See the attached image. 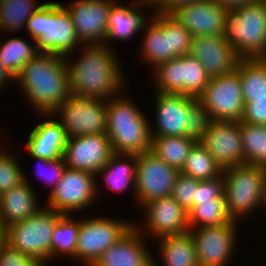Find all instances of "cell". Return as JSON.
Wrapping results in <instances>:
<instances>
[{"mask_svg": "<svg viewBox=\"0 0 266 266\" xmlns=\"http://www.w3.org/2000/svg\"><path fill=\"white\" fill-rule=\"evenodd\" d=\"M67 62L63 56L39 52L16 76L27 99L47 118L70 95Z\"/></svg>", "mask_w": 266, "mask_h": 266, "instance_id": "1", "label": "cell"}, {"mask_svg": "<svg viewBox=\"0 0 266 266\" xmlns=\"http://www.w3.org/2000/svg\"><path fill=\"white\" fill-rule=\"evenodd\" d=\"M107 45L88 44L76 63H67L70 94L108 102L107 99L121 91L123 74L115 54Z\"/></svg>", "mask_w": 266, "mask_h": 266, "instance_id": "2", "label": "cell"}, {"mask_svg": "<svg viewBox=\"0 0 266 266\" xmlns=\"http://www.w3.org/2000/svg\"><path fill=\"white\" fill-rule=\"evenodd\" d=\"M108 101L106 134L113 152L138 155L150 151L151 129L140 109L124 96Z\"/></svg>", "mask_w": 266, "mask_h": 266, "instance_id": "3", "label": "cell"}, {"mask_svg": "<svg viewBox=\"0 0 266 266\" xmlns=\"http://www.w3.org/2000/svg\"><path fill=\"white\" fill-rule=\"evenodd\" d=\"M26 26L38 52L66 57L75 45H81L71 17L61 3H43Z\"/></svg>", "mask_w": 266, "mask_h": 266, "instance_id": "4", "label": "cell"}, {"mask_svg": "<svg viewBox=\"0 0 266 266\" xmlns=\"http://www.w3.org/2000/svg\"><path fill=\"white\" fill-rule=\"evenodd\" d=\"M225 39L241 59L266 58V6L260 0L228 11Z\"/></svg>", "mask_w": 266, "mask_h": 266, "instance_id": "5", "label": "cell"}, {"mask_svg": "<svg viewBox=\"0 0 266 266\" xmlns=\"http://www.w3.org/2000/svg\"><path fill=\"white\" fill-rule=\"evenodd\" d=\"M222 174L226 209L231 220L237 221V218L254 211L257 205H262L265 167L243 163L223 169Z\"/></svg>", "mask_w": 266, "mask_h": 266, "instance_id": "6", "label": "cell"}, {"mask_svg": "<svg viewBox=\"0 0 266 266\" xmlns=\"http://www.w3.org/2000/svg\"><path fill=\"white\" fill-rule=\"evenodd\" d=\"M62 215L53 209L41 208L30 218L5 228L4 242L34 257L44 266V262L51 259L53 229Z\"/></svg>", "mask_w": 266, "mask_h": 266, "instance_id": "7", "label": "cell"}, {"mask_svg": "<svg viewBox=\"0 0 266 266\" xmlns=\"http://www.w3.org/2000/svg\"><path fill=\"white\" fill-rule=\"evenodd\" d=\"M155 69L156 89L160 93L198 98L210 81L202 64L190 54L161 63Z\"/></svg>", "mask_w": 266, "mask_h": 266, "instance_id": "8", "label": "cell"}, {"mask_svg": "<svg viewBox=\"0 0 266 266\" xmlns=\"http://www.w3.org/2000/svg\"><path fill=\"white\" fill-rule=\"evenodd\" d=\"M106 107L107 103H104V100L70 94L52 116L56 112V116L60 115V123L68 138L102 134L107 132Z\"/></svg>", "mask_w": 266, "mask_h": 266, "instance_id": "9", "label": "cell"}, {"mask_svg": "<svg viewBox=\"0 0 266 266\" xmlns=\"http://www.w3.org/2000/svg\"><path fill=\"white\" fill-rule=\"evenodd\" d=\"M198 100L212 120L241 121L244 111L241 80L236 69L210 78Z\"/></svg>", "mask_w": 266, "mask_h": 266, "instance_id": "10", "label": "cell"}, {"mask_svg": "<svg viewBox=\"0 0 266 266\" xmlns=\"http://www.w3.org/2000/svg\"><path fill=\"white\" fill-rule=\"evenodd\" d=\"M134 225L111 218H93L80 221L76 258L92 266L100 255L121 239Z\"/></svg>", "mask_w": 266, "mask_h": 266, "instance_id": "11", "label": "cell"}, {"mask_svg": "<svg viewBox=\"0 0 266 266\" xmlns=\"http://www.w3.org/2000/svg\"><path fill=\"white\" fill-rule=\"evenodd\" d=\"M180 171L147 151L136 155L135 195L140 206L151 200L171 196Z\"/></svg>", "mask_w": 266, "mask_h": 266, "instance_id": "12", "label": "cell"}, {"mask_svg": "<svg viewBox=\"0 0 266 266\" xmlns=\"http://www.w3.org/2000/svg\"><path fill=\"white\" fill-rule=\"evenodd\" d=\"M96 175L66 168L56 188L49 195L46 207L61 214L81 210L92 203L96 197Z\"/></svg>", "mask_w": 266, "mask_h": 266, "instance_id": "13", "label": "cell"}, {"mask_svg": "<svg viewBox=\"0 0 266 266\" xmlns=\"http://www.w3.org/2000/svg\"><path fill=\"white\" fill-rule=\"evenodd\" d=\"M114 154L106 133L67 138L63 158L67 168L98 175Z\"/></svg>", "mask_w": 266, "mask_h": 266, "instance_id": "14", "label": "cell"}, {"mask_svg": "<svg viewBox=\"0 0 266 266\" xmlns=\"http://www.w3.org/2000/svg\"><path fill=\"white\" fill-rule=\"evenodd\" d=\"M236 224V221L231 220L221 225L189 229L195 243L199 266H226L232 251L234 252Z\"/></svg>", "mask_w": 266, "mask_h": 266, "instance_id": "15", "label": "cell"}, {"mask_svg": "<svg viewBox=\"0 0 266 266\" xmlns=\"http://www.w3.org/2000/svg\"><path fill=\"white\" fill-rule=\"evenodd\" d=\"M226 169L243 164V145L240 122L212 120L205 135L198 141Z\"/></svg>", "mask_w": 266, "mask_h": 266, "instance_id": "16", "label": "cell"}, {"mask_svg": "<svg viewBox=\"0 0 266 266\" xmlns=\"http://www.w3.org/2000/svg\"><path fill=\"white\" fill-rule=\"evenodd\" d=\"M114 4L112 0H78L65 8L81 44L106 41L109 12Z\"/></svg>", "mask_w": 266, "mask_h": 266, "instance_id": "17", "label": "cell"}, {"mask_svg": "<svg viewBox=\"0 0 266 266\" xmlns=\"http://www.w3.org/2000/svg\"><path fill=\"white\" fill-rule=\"evenodd\" d=\"M189 54L202 64L210 78L233 71L241 59L224 35L192 37Z\"/></svg>", "mask_w": 266, "mask_h": 266, "instance_id": "18", "label": "cell"}, {"mask_svg": "<svg viewBox=\"0 0 266 266\" xmlns=\"http://www.w3.org/2000/svg\"><path fill=\"white\" fill-rule=\"evenodd\" d=\"M227 9L214 0H201L180 7L174 15L191 33L196 36L224 35Z\"/></svg>", "mask_w": 266, "mask_h": 266, "instance_id": "19", "label": "cell"}, {"mask_svg": "<svg viewBox=\"0 0 266 266\" xmlns=\"http://www.w3.org/2000/svg\"><path fill=\"white\" fill-rule=\"evenodd\" d=\"M146 230L157 238L189 231L188 213L172 196L157 198L144 204Z\"/></svg>", "mask_w": 266, "mask_h": 266, "instance_id": "20", "label": "cell"}, {"mask_svg": "<svg viewBox=\"0 0 266 266\" xmlns=\"http://www.w3.org/2000/svg\"><path fill=\"white\" fill-rule=\"evenodd\" d=\"M155 100L157 129L151 136H186L190 96L157 92Z\"/></svg>", "mask_w": 266, "mask_h": 266, "instance_id": "21", "label": "cell"}, {"mask_svg": "<svg viewBox=\"0 0 266 266\" xmlns=\"http://www.w3.org/2000/svg\"><path fill=\"white\" fill-rule=\"evenodd\" d=\"M135 225L104 251L92 266H153L141 230Z\"/></svg>", "mask_w": 266, "mask_h": 266, "instance_id": "22", "label": "cell"}, {"mask_svg": "<svg viewBox=\"0 0 266 266\" xmlns=\"http://www.w3.org/2000/svg\"><path fill=\"white\" fill-rule=\"evenodd\" d=\"M24 175V181L0 195V229L26 220L39 209L35 192Z\"/></svg>", "mask_w": 266, "mask_h": 266, "instance_id": "23", "label": "cell"}, {"mask_svg": "<svg viewBox=\"0 0 266 266\" xmlns=\"http://www.w3.org/2000/svg\"><path fill=\"white\" fill-rule=\"evenodd\" d=\"M67 135L60 121L46 120L37 125L29 134L27 149L35 158L53 160L63 157Z\"/></svg>", "mask_w": 266, "mask_h": 266, "instance_id": "24", "label": "cell"}, {"mask_svg": "<svg viewBox=\"0 0 266 266\" xmlns=\"http://www.w3.org/2000/svg\"><path fill=\"white\" fill-rule=\"evenodd\" d=\"M135 5L136 7L140 5H143V7L145 5L153 6V1L139 0L137 3L131 4L130 7L114 4L111 7L108 17L107 41L117 38H119V40H128L132 38L137 31L139 32L148 26L146 25L148 22L145 21L143 12L141 13L140 11L138 12L136 8L134 9Z\"/></svg>", "mask_w": 266, "mask_h": 266, "instance_id": "25", "label": "cell"}, {"mask_svg": "<svg viewBox=\"0 0 266 266\" xmlns=\"http://www.w3.org/2000/svg\"><path fill=\"white\" fill-rule=\"evenodd\" d=\"M160 254L165 266H199L190 231L159 238Z\"/></svg>", "mask_w": 266, "mask_h": 266, "instance_id": "26", "label": "cell"}, {"mask_svg": "<svg viewBox=\"0 0 266 266\" xmlns=\"http://www.w3.org/2000/svg\"><path fill=\"white\" fill-rule=\"evenodd\" d=\"M236 70L244 102L266 97V58L240 59Z\"/></svg>", "mask_w": 266, "mask_h": 266, "instance_id": "27", "label": "cell"}, {"mask_svg": "<svg viewBox=\"0 0 266 266\" xmlns=\"http://www.w3.org/2000/svg\"><path fill=\"white\" fill-rule=\"evenodd\" d=\"M197 141L188 136H151V148L157 157L166 164L183 168L190 149Z\"/></svg>", "mask_w": 266, "mask_h": 266, "instance_id": "28", "label": "cell"}, {"mask_svg": "<svg viewBox=\"0 0 266 266\" xmlns=\"http://www.w3.org/2000/svg\"><path fill=\"white\" fill-rule=\"evenodd\" d=\"M123 157H126L125 160L132 162L123 161ZM98 173H100V176L101 174L105 176L107 185L114 191H122L129 184H133L132 187L135 190L136 155L114 153Z\"/></svg>", "mask_w": 266, "mask_h": 266, "instance_id": "29", "label": "cell"}, {"mask_svg": "<svg viewBox=\"0 0 266 266\" xmlns=\"http://www.w3.org/2000/svg\"><path fill=\"white\" fill-rule=\"evenodd\" d=\"M221 167L213 156L198 141L190 149L188 157L180 172L197 180H210L222 174Z\"/></svg>", "mask_w": 266, "mask_h": 266, "instance_id": "30", "label": "cell"}, {"mask_svg": "<svg viewBox=\"0 0 266 266\" xmlns=\"http://www.w3.org/2000/svg\"><path fill=\"white\" fill-rule=\"evenodd\" d=\"M243 163L266 168V126L240 122Z\"/></svg>", "mask_w": 266, "mask_h": 266, "instance_id": "31", "label": "cell"}, {"mask_svg": "<svg viewBox=\"0 0 266 266\" xmlns=\"http://www.w3.org/2000/svg\"><path fill=\"white\" fill-rule=\"evenodd\" d=\"M79 228L80 220H73L68 214H63L58 219L51 238V258L57 254L76 257Z\"/></svg>", "mask_w": 266, "mask_h": 266, "instance_id": "32", "label": "cell"}, {"mask_svg": "<svg viewBox=\"0 0 266 266\" xmlns=\"http://www.w3.org/2000/svg\"><path fill=\"white\" fill-rule=\"evenodd\" d=\"M151 21L150 27L148 26L146 30L142 52L146 61L156 68L177 56L170 50L169 33H166L154 20Z\"/></svg>", "mask_w": 266, "mask_h": 266, "instance_id": "33", "label": "cell"}, {"mask_svg": "<svg viewBox=\"0 0 266 266\" xmlns=\"http://www.w3.org/2000/svg\"><path fill=\"white\" fill-rule=\"evenodd\" d=\"M230 221L231 218L228 216L225 198L198 201V205L193 206L188 212L189 229H194L197 226L221 225Z\"/></svg>", "mask_w": 266, "mask_h": 266, "instance_id": "34", "label": "cell"}, {"mask_svg": "<svg viewBox=\"0 0 266 266\" xmlns=\"http://www.w3.org/2000/svg\"><path fill=\"white\" fill-rule=\"evenodd\" d=\"M35 0L0 1V29L18 30L43 4L37 6ZM36 5V6H35Z\"/></svg>", "mask_w": 266, "mask_h": 266, "instance_id": "35", "label": "cell"}, {"mask_svg": "<svg viewBox=\"0 0 266 266\" xmlns=\"http://www.w3.org/2000/svg\"><path fill=\"white\" fill-rule=\"evenodd\" d=\"M36 47L22 38H10L5 43L0 42V60L4 66L16 77L36 54Z\"/></svg>", "mask_w": 266, "mask_h": 266, "instance_id": "36", "label": "cell"}, {"mask_svg": "<svg viewBox=\"0 0 266 266\" xmlns=\"http://www.w3.org/2000/svg\"><path fill=\"white\" fill-rule=\"evenodd\" d=\"M156 13L153 16V20L166 33H169L170 50L177 57L189 54L192 40L191 33L174 15L160 12Z\"/></svg>", "mask_w": 266, "mask_h": 266, "instance_id": "37", "label": "cell"}, {"mask_svg": "<svg viewBox=\"0 0 266 266\" xmlns=\"http://www.w3.org/2000/svg\"><path fill=\"white\" fill-rule=\"evenodd\" d=\"M212 119L198 98L190 96L189 122L186 124V136L199 141L207 132Z\"/></svg>", "mask_w": 266, "mask_h": 266, "instance_id": "38", "label": "cell"}, {"mask_svg": "<svg viewBox=\"0 0 266 266\" xmlns=\"http://www.w3.org/2000/svg\"><path fill=\"white\" fill-rule=\"evenodd\" d=\"M24 181V173L21 171L11 155L0 153V195Z\"/></svg>", "mask_w": 266, "mask_h": 266, "instance_id": "39", "label": "cell"}, {"mask_svg": "<svg viewBox=\"0 0 266 266\" xmlns=\"http://www.w3.org/2000/svg\"><path fill=\"white\" fill-rule=\"evenodd\" d=\"M198 180L183 175L181 172L177 175L171 196L188 213L193 207Z\"/></svg>", "mask_w": 266, "mask_h": 266, "instance_id": "40", "label": "cell"}, {"mask_svg": "<svg viewBox=\"0 0 266 266\" xmlns=\"http://www.w3.org/2000/svg\"><path fill=\"white\" fill-rule=\"evenodd\" d=\"M225 180L223 174L210 180H198V187L193 199V206L198 201H212L213 198H225Z\"/></svg>", "mask_w": 266, "mask_h": 266, "instance_id": "41", "label": "cell"}, {"mask_svg": "<svg viewBox=\"0 0 266 266\" xmlns=\"http://www.w3.org/2000/svg\"><path fill=\"white\" fill-rule=\"evenodd\" d=\"M0 266H43L34 257L3 243L0 247Z\"/></svg>", "mask_w": 266, "mask_h": 266, "instance_id": "42", "label": "cell"}, {"mask_svg": "<svg viewBox=\"0 0 266 266\" xmlns=\"http://www.w3.org/2000/svg\"><path fill=\"white\" fill-rule=\"evenodd\" d=\"M240 122L266 126V97L244 102L243 116Z\"/></svg>", "mask_w": 266, "mask_h": 266, "instance_id": "43", "label": "cell"}, {"mask_svg": "<svg viewBox=\"0 0 266 266\" xmlns=\"http://www.w3.org/2000/svg\"><path fill=\"white\" fill-rule=\"evenodd\" d=\"M35 159L37 161L43 163L44 167L47 166L51 169L52 174L50 175L49 174L50 172L49 173L47 172L50 175L48 177H47V175H48L47 173H46L47 174L46 176L43 175V172L39 173L38 170H36L37 171L36 173H38V176H40V178H43V176H44V178L47 181V184H50L51 186H53L51 189L53 191L56 188L57 183L60 181V179L63 176L64 171L67 168L64 158L61 157V158H57V159H53V160H47L44 158L35 157Z\"/></svg>", "mask_w": 266, "mask_h": 266, "instance_id": "44", "label": "cell"}, {"mask_svg": "<svg viewBox=\"0 0 266 266\" xmlns=\"http://www.w3.org/2000/svg\"><path fill=\"white\" fill-rule=\"evenodd\" d=\"M152 1H153V6L156 7L157 12L164 14H173L180 7L201 0H152Z\"/></svg>", "mask_w": 266, "mask_h": 266, "instance_id": "45", "label": "cell"}, {"mask_svg": "<svg viewBox=\"0 0 266 266\" xmlns=\"http://www.w3.org/2000/svg\"><path fill=\"white\" fill-rule=\"evenodd\" d=\"M217 4L227 9V11H235L242 6H249L260 0H214Z\"/></svg>", "mask_w": 266, "mask_h": 266, "instance_id": "46", "label": "cell"}, {"mask_svg": "<svg viewBox=\"0 0 266 266\" xmlns=\"http://www.w3.org/2000/svg\"><path fill=\"white\" fill-rule=\"evenodd\" d=\"M8 78H13V80L16 79V77L4 66L3 62L0 60V88L2 85L6 84V81L9 80Z\"/></svg>", "mask_w": 266, "mask_h": 266, "instance_id": "47", "label": "cell"}, {"mask_svg": "<svg viewBox=\"0 0 266 266\" xmlns=\"http://www.w3.org/2000/svg\"><path fill=\"white\" fill-rule=\"evenodd\" d=\"M263 205L266 207V178H265V182H264V197H263Z\"/></svg>", "mask_w": 266, "mask_h": 266, "instance_id": "48", "label": "cell"}, {"mask_svg": "<svg viewBox=\"0 0 266 266\" xmlns=\"http://www.w3.org/2000/svg\"><path fill=\"white\" fill-rule=\"evenodd\" d=\"M4 243V231L0 229V247Z\"/></svg>", "mask_w": 266, "mask_h": 266, "instance_id": "49", "label": "cell"}, {"mask_svg": "<svg viewBox=\"0 0 266 266\" xmlns=\"http://www.w3.org/2000/svg\"><path fill=\"white\" fill-rule=\"evenodd\" d=\"M264 4H265V6H266V0H261Z\"/></svg>", "mask_w": 266, "mask_h": 266, "instance_id": "50", "label": "cell"}]
</instances>
